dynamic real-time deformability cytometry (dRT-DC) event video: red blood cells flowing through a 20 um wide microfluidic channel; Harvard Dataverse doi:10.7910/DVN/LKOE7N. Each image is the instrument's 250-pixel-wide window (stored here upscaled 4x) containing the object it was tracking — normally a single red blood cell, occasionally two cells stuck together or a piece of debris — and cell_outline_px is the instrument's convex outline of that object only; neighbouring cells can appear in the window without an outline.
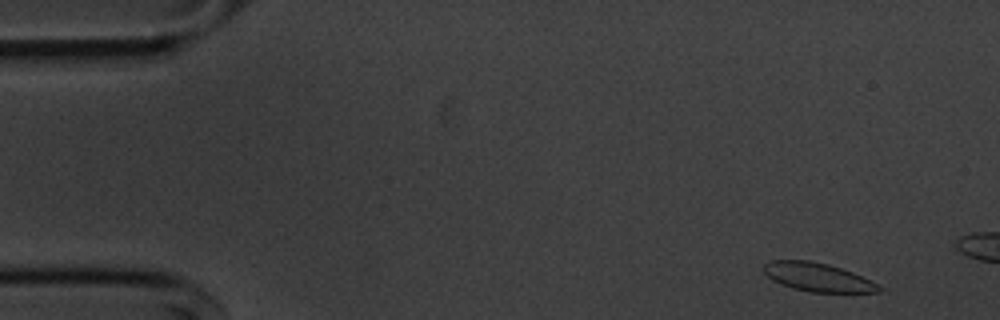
{"species": "common noctule bat (a hibernating species)", "species_latin": "Nyctalus noctula", "temperature_condition": "cold", "stored_images_in_passage": 10, "camera_frame_rate_fps": 3000, "um_per_image_px": 0.085, "animal": {"sex": "male", "body_mass_g": 20.1, "forearm_length_mm": 53.5}, "frame": {"image": 1, "passage_image": 2, "time_ms": 0.333, "image_size_px": [1000, 320], "cell_outline_px": [[884, 292], [812, 292], [792, 288], [780, 284], [772, 280], [760, 268], [764, 264], [772, 260], [808, 260], [828, 264], [852, 272], [884, 288]], "centroid_in_image_um": [69.46, 23.56], "position_along_channel_um": 15.5, "area_um2": 19.13}}